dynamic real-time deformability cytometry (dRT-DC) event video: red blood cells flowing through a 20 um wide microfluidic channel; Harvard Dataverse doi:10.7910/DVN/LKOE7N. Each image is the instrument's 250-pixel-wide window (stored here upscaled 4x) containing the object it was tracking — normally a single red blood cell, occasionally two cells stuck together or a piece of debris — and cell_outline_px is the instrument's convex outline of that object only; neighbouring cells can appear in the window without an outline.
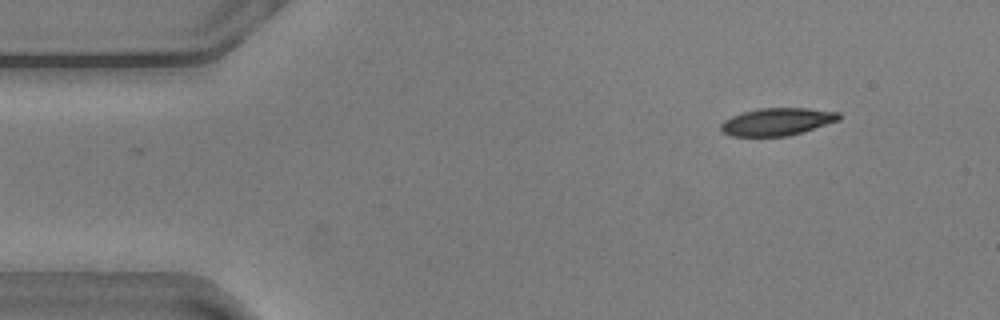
{"species": "common noctule bat (a hibernating species)", "species_latin": "Nyctalus noctula", "temperature_condition": "warm", "stored_images_in_passage": 50, "camera_frame_rate_fps": 3000, "um_per_image_px": 0.085, "animal": {"sex": "male", "body_mass_g": 20.5, "forearm_length_mm": 52.5}, "frame": {"image": 1, "passage_image": 1, "time_ms": 0.0, "image_size_px": [1000, 320], "cell_outline_px": [[840, 120], [788, 136], [732, 136], [720, 132], [720, 124], [724, 120], [732, 116], [744, 112], [760, 108], [808, 108], [840, 112]], "centroid_in_image_um": [66.04, 10.34], "position_along_channel_um": 19.0, "area_um2": 18.9}}
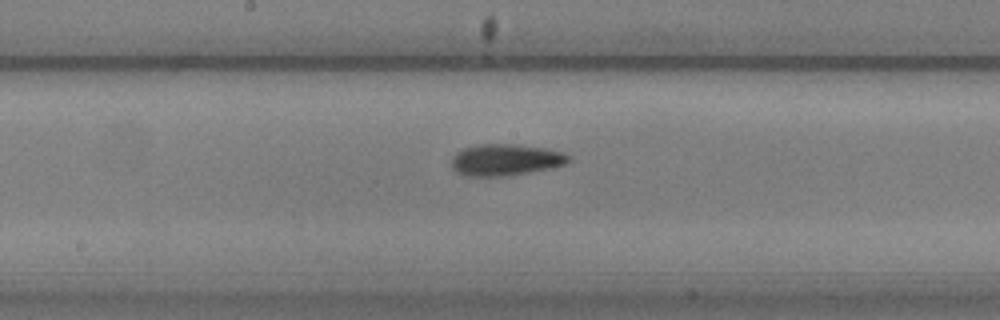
{"frame": {"image": 2, "passage_image": 23, "time_ms": 7.333, "image_size_px": [1000, 320], "cell_outline_px": [[572, 160], [564, 164], [552, 168], [508, 176], [464, 176], [456, 172], [452, 168], [452, 156], [456, 152], [464, 148], [480, 144], [516, 144], [548, 148], [564, 152], [572, 156]], "centroid_in_image_um": [43.01, 13.58], "position_along_channel_um": 205.2, "area_um2": 21.91}}
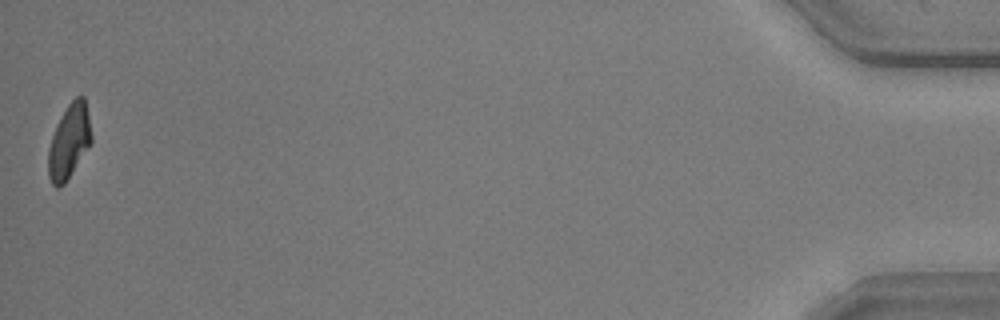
{"frame": {"image": 3, "passage_image": 50, "time_ms": 16.333, "image_size_px": [1000, 320], "cell_outline_px": [[92, 144], [64, 184], [60, 188], [56, 188], [52, 184], [48, 176], [48, 148], [52, 136], [68, 104], [76, 96], [84, 96], [92, 136]], "centroid_in_image_um": [5.88, 12.08], "position_along_channel_um": 429.3, "area_um2": 18.55}, "authors_computed_cell_mechanics": {"area_um2": 20.3745, "velocity_mm_per_s": 3.6145, "shape_relaxation_time_tau1_ms": 4.3583, "shape_relaxation_time_tau2_ms": 6.4816, "deformation_change_tau1": 0.1718, "deformation_change_tau2": 0.144}}